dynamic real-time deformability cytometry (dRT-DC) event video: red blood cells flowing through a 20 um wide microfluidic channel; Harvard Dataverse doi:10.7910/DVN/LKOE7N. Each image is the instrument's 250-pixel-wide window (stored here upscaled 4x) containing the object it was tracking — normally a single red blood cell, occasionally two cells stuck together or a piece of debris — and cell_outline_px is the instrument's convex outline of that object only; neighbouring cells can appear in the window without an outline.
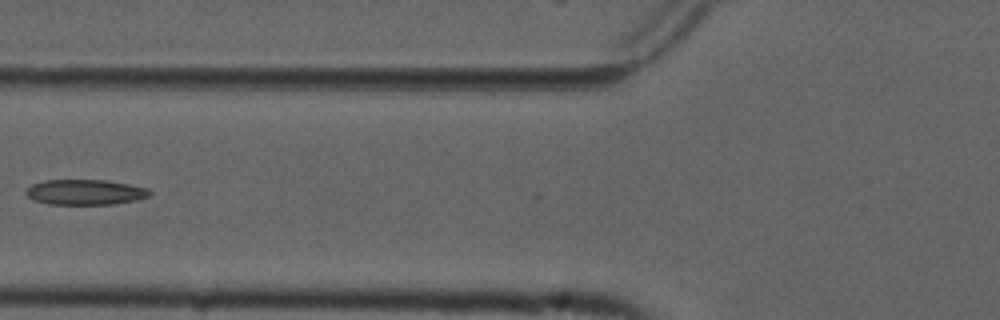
{"species": "common noctule bat (a hibernating species)", "species_latin": "Nyctalus noctula", "temperature_condition": "cold", "stored_images_in_passage": 8, "camera_frame_rate_fps": 3000, "um_per_image_px": 0.085, "animal": {"sex": "male", "forearm_length_mm": 52.5}, "frame": {"image": 1, "passage_image": 7, "time_ms": 2.0, "image_size_px": [1000, 320], "cell_outline_px": [[152, 196], [136, 200], [112, 204], [48, 204], [32, 200], [24, 192], [32, 184], [44, 180], [104, 180], [128, 184], [148, 188], [152, 192]], "centroid_in_image_um": [7.25, 16.33], "position_along_channel_um": 118.6, "area_um2": 18.32}}
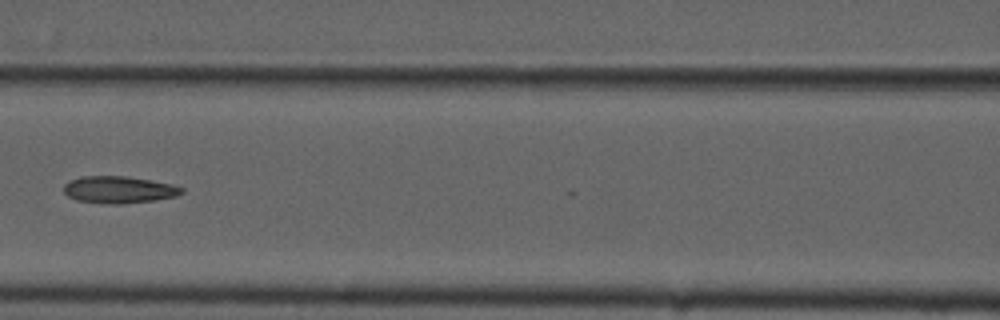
{"frame": {"image": 2, "passage_image": 8, "time_ms": 2.333, "image_size_px": [1000, 320], "cell_outline_px": [[184, 192], [176, 196], [152, 200], [120, 204], [104, 204], [76, 200], [68, 196], [64, 192], [64, 184], [68, 180], [84, 176], [124, 176], [172, 184], [184, 188]], "centroid_in_image_um": [10.07, 16.12], "position_along_channel_um": 156.5, "area_um2": 18.5}}